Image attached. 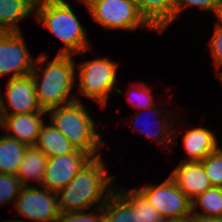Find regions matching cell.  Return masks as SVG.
I'll return each mask as SVG.
<instances>
[{
	"mask_svg": "<svg viewBox=\"0 0 222 222\" xmlns=\"http://www.w3.org/2000/svg\"><path fill=\"white\" fill-rule=\"evenodd\" d=\"M217 75V77L216 78H218L220 81L219 82H221V84H222V72L221 73H219V74H216ZM222 86V85H221Z\"/></svg>",
	"mask_w": 222,
	"mask_h": 222,
	"instance_id": "cell-33",
	"label": "cell"
},
{
	"mask_svg": "<svg viewBox=\"0 0 222 222\" xmlns=\"http://www.w3.org/2000/svg\"><path fill=\"white\" fill-rule=\"evenodd\" d=\"M116 190L131 204L133 210L138 213L140 222H165L158 211L136 187L128 189L116 185Z\"/></svg>",
	"mask_w": 222,
	"mask_h": 222,
	"instance_id": "cell-22",
	"label": "cell"
},
{
	"mask_svg": "<svg viewBox=\"0 0 222 222\" xmlns=\"http://www.w3.org/2000/svg\"><path fill=\"white\" fill-rule=\"evenodd\" d=\"M165 221L192 214L191 199L167 176L158 183L136 187Z\"/></svg>",
	"mask_w": 222,
	"mask_h": 222,
	"instance_id": "cell-8",
	"label": "cell"
},
{
	"mask_svg": "<svg viewBox=\"0 0 222 222\" xmlns=\"http://www.w3.org/2000/svg\"><path fill=\"white\" fill-rule=\"evenodd\" d=\"M185 122L188 124L180 129V125L183 124L181 115L177 117L173 129V144L178 145L176 139L184 133L181 141L186 156L181 161H201L218 148V142L222 138L219 139L218 135L214 133L215 131L211 130L212 128L209 129L208 126L204 127V125L200 124L192 127L189 122ZM175 126L177 127L176 129Z\"/></svg>",
	"mask_w": 222,
	"mask_h": 222,
	"instance_id": "cell-12",
	"label": "cell"
},
{
	"mask_svg": "<svg viewBox=\"0 0 222 222\" xmlns=\"http://www.w3.org/2000/svg\"><path fill=\"white\" fill-rule=\"evenodd\" d=\"M104 156L92 158L57 194L59 212H81L103 206L116 190Z\"/></svg>",
	"mask_w": 222,
	"mask_h": 222,
	"instance_id": "cell-1",
	"label": "cell"
},
{
	"mask_svg": "<svg viewBox=\"0 0 222 222\" xmlns=\"http://www.w3.org/2000/svg\"><path fill=\"white\" fill-rule=\"evenodd\" d=\"M47 112H30L5 116L0 121V129L15 140L34 146L40 129L46 121ZM7 131V132H6Z\"/></svg>",
	"mask_w": 222,
	"mask_h": 222,
	"instance_id": "cell-14",
	"label": "cell"
},
{
	"mask_svg": "<svg viewBox=\"0 0 222 222\" xmlns=\"http://www.w3.org/2000/svg\"><path fill=\"white\" fill-rule=\"evenodd\" d=\"M12 211L19 222H53L59 214L57 194L42 186H23Z\"/></svg>",
	"mask_w": 222,
	"mask_h": 222,
	"instance_id": "cell-9",
	"label": "cell"
},
{
	"mask_svg": "<svg viewBox=\"0 0 222 222\" xmlns=\"http://www.w3.org/2000/svg\"><path fill=\"white\" fill-rule=\"evenodd\" d=\"M39 53L31 75L41 108L45 111L76 101L75 55ZM74 92V93H73Z\"/></svg>",
	"mask_w": 222,
	"mask_h": 222,
	"instance_id": "cell-2",
	"label": "cell"
},
{
	"mask_svg": "<svg viewBox=\"0 0 222 222\" xmlns=\"http://www.w3.org/2000/svg\"><path fill=\"white\" fill-rule=\"evenodd\" d=\"M146 21L161 35L175 22V0H133Z\"/></svg>",
	"mask_w": 222,
	"mask_h": 222,
	"instance_id": "cell-16",
	"label": "cell"
},
{
	"mask_svg": "<svg viewBox=\"0 0 222 222\" xmlns=\"http://www.w3.org/2000/svg\"><path fill=\"white\" fill-rule=\"evenodd\" d=\"M27 147V144L2 132L0 135V173L16 175Z\"/></svg>",
	"mask_w": 222,
	"mask_h": 222,
	"instance_id": "cell-20",
	"label": "cell"
},
{
	"mask_svg": "<svg viewBox=\"0 0 222 222\" xmlns=\"http://www.w3.org/2000/svg\"><path fill=\"white\" fill-rule=\"evenodd\" d=\"M95 23L108 31L150 30L160 34L146 21L133 0H87L79 1Z\"/></svg>",
	"mask_w": 222,
	"mask_h": 222,
	"instance_id": "cell-6",
	"label": "cell"
},
{
	"mask_svg": "<svg viewBox=\"0 0 222 222\" xmlns=\"http://www.w3.org/2000/svg\"><path fill=\"white\" fill-rule=\"evenodd\" d=\"M221 142H218V147L220 148V149H222V145L220 144Z\"/></svg>",
	"mask_w": 222,
	"mask_h": 222,
	"instance_id": "cell-35",
	"label": "cell"
},
{
	"mask_svg": "<svg viewBox=\"0 0 222 222\" xmlns=\"http://www.w3.org/2000/svg\"><path fill=\"white\" fill-rule=\"evenodd\" d=\"M194 222H222V217L194 215Z\"/></svg>",
	"mask_w": 222,
	"mask_h": 222,
	"instance_id": "cell-31",
	"label": "cell"
},
{
	"mask_svg": "<svg viewBox=\"0 0 222 222\" xmlns=\"http://www.w3.org/2000/svg\"><path fill=\"white\" fill-rule=\"evenodd\" d=\"M218 0H175V21L183 14L187 8H198L203 12L213 13ZM181 14V15H180Z\"/></svg>",
	"mask_w": 222,
	"mask_h": 222,
	"instance_id": "cell-28",
	"label": "cell"
},
{
	"mask_svg": "<svg viewBox=\"0 0 222 222\" xmlns=\"http://www.w3.org/2000/svg\"><path fill=\"white\" fill-rule=\"evenodd\" d=\"M203 169L214 187H222V149L219 147L201 160Z\"/></svg>",
	"mask_w": 222,
	"mask_h": 222,
	"instance_id": "cell-26",
	"label": "cell"
},
{
	"mask_svg": "<svg viewBox=\"0 0 222 222\" xmlns=\"http://www.w3.org/2000/svg\"><path fill=\"white\" fill-rule=\"evenodd\" d=\"M47 157L60 156L76 151L74 145L52 123H43L34 145Z\"/></svg>",
	"mask_w": 222,
	"mask_h": 222,
	"instance_id": "cell-19",
	"label": "cell"
},
{
	"mask_svg": "<svg viewBox=\"0 0 222 222\" xmlns=\"http://www.w3.org/2000/svg\"><path fill=\"white\" fill-rule=\"evenodd\" d=\"M93 157L77 149L69 154L48 157L42 187L57 193L65 187Z\"/></svg>",
	"mask_w": 222,
	"mask_h": 222,
	"instance_id": "cell-13",
	"label": "cell"
},
{
	"mask_svg": "<svg viewBox=\"0 0 222 222\" xmlns=\"http://www.w3.org/2000/svg\"><path fill=\"white\" fill-rule=\"evenodd\" d=\"M1 222H19V221H16V220H14V219H13V220L8 219V220H3V221L1 220Z\"/></svg>",
	"mask_w": 222,
	"mask_h": 222,
	"instance_id": "cell-34",
	"label": "cell"
},
{
	"mask_svg": "<svg viewBox=\"0 0 222 222\" xmlns=\"http://www.w3.org/2000/svg\"><path fill=\"white\" fill-rule=\"evenodd\" d=\"M73 10L68 0H37L34 21L60 40L63 46L57 54L84 56L95 49L88 31Z\"/></svg>",
	"mask_w": 222,
	"mask_h": 222,
	"instance_id": "cell-3",
	"label": "cell"
},
{
	"mask_svg": "<svg viewBox=\"0 0 222 222\" xmlns=\"http://www.w3.org/2000/svg\"><path fill=\"white\" fill-rule=\"evenodd\" d=\"M214 14L217 21L214 22V27L222 29V0H218L212 15Z\"/></svg>",
	"mask_w": 222,
	"mask_h": 222,
	"instance_id": "cell-30",
	"label": "cell"
},
{
	"mask_svg": "<svg viewBox=\"0 0 222 222\" xmlns=\"http://www.w3.org/2000/svg\"><path fill=\"white\" fill-rule=\"evenodd\" d=\"M154 106L149 109L137 111L134 114H130L124 122H128L134 130L139 132V135H145L146 140L150 139L151 142H156L157 146H160L163 150L168 151L170 154L173 149V129L178 117L179 111L176 113L168 110V102ZM160 106V107H159ZM167 108V109H165ZM149 115V116H148ZM151 115V120H150ZM145 116V117H144ZM148 116V117H147ZM154 116V117H153ZM128 118L130 120H128ZM144 119V120H143ZM154 119V120H152ZM132 122V123H131ZM140 123V124H139ZM142 125V126H141ZM144 126V127H143ZM158 143V144H157ZM164 147V148H163Z\"/></svg>",
	"mask_w": 222,
	"mask_h": 222,
	"instance_id": "cell-7",
	"label": "cell"
},
{
	"mask_svg": "<svg viewBox=\"0 0 222 222\" xmlns=\"http://www.w3.org/2000/svg\"><path fill=\"white\" fill-rule=\"evenodd\" d=\"M23 32H0V78L31 74L37 57L31 54Z\"/></svg>",
	"mask_w": 222,
	"mask_h": 222,
	"instance_id": "cell-10",
	"label": "cell"
},
{
	"mask_svg": "<svg viewBox=\"0 0 222 222\" xmlns=\"http://www.w3.org/2000/svg\"><path fill=\"white\" fill-rule=\"evenodd\" d=\"M151 84L146 81H139V83L132 82L130 88L125 89V95L127 102L137 111L149 109L156 106L154 92L150 87Z\"/></svg>",
	"mask_w": 222,
	"mask_h": 222,
	"instance_id": "cell-24",
	"label": "cell"
},
{
	"mask_svg": "<svg viewBox=\"0 0 222 222\" xmlns=\"http://www.w3.org/2000/svg\"><path fill=\"white\" fill-rule=\"evenodd\" d=\"M22 187L16 175L0 173V207L8 203L12 205L13 209Z\"/></svg>",
	"mask_w": 222,
	"mask_h": 222,
	"instance_id": "cell-25",
	"label": "cell"
},
{
	"mask_svg": "<svg viewBox=\"0 0 222 222\" xmlns=\"http://www.w3.org/2000/svg\"><path fill=\"white\" fill-rule=\"evenodd\" d=\"M53 222H103V206L81 212H59Z\"/></svg>",
	"mask_w": 222,
	"mask_h": 222,
	"instance_id": "cell-27",
	"label": "cell"
},
{
	"mask_svg": "<svg viewBox=\"0 0 222 222\" xmlns=\"http://www.w3.org/2000/svg\"><path fill=\"white\" fill-rule=\"evenodd\" d=\"M191 202L193 215L222 217V187L212 186Z\"/></svg>",
	"mask_w": 222,
	"mask_h": 222,
	"instance_id": "cell-23",
	"label": "cell"
},
{
	"mask_svg": "<svg viewBox=\"0 0 222 222\" xmlns=\"http://www.w3.org/2000/svg\"><path fill=\"white\" fill-rule=\"evenodd\" d=\"M213 31L208 46L213 60L212 65L216 69L214 73L219 74L222 72V29L214 27Z\"/></svg>",
	"mask_w": 222,
	"mask_h": 222,
	"instance_id": "cell-29",
	"label": "cell"
},
{
	"mask_svg": "<svg viewBox=\"0 0 222 222\" xmlns=\"http://www.w3.org/2000/svg\"><path fill=\"white\" fill-rule=\"evenodd\" d=\"M84 102L73 103L47 110L50 123L57 128L76 149L90 154L93 158L103 156L102 148L107 146L103 134L97 131L99 128L95 116L90 114Z\"/></svg>",
	"mask_w": 222,
	"mask_h": 222,
	"instance_id": "cell-4",
	"label": "cell"
},
{
	"mask_svg": "<svg viewBox=\"0 0 222 222\" xmlns=\"http://www.w3.org/2000/svg\"><path fill=\"white\" fill-rule=\"evenodd\" d=\"M47 161L48 157L40 149L28 146L16 172L22 186H31L30 181L32 184L34 181L37 186H42Z\"/></svg>",
	"mask_w": 222,
	"mask_h": 222,
	"instance_id": "cell-18",
	"label": "cell"
},
{
	"mask_svg": "<svg viewBox=\"0 0 222 222\" xmlns=\"http://www.w3.org/2000/svg\"><path fill=\"white\" fill-rule=\"evenodd\" d=\"M165 222H194V215L190 214L186 217L183 218H178V219H174V220H168Z\"/></svg>",
	"mask_w": 222,
	"mask_h": 222,
	"instance_id": "cell-32",
	"label": "cell"
},
{
	"mask_svg": "<svg viewBox=\"0 0 222 222\" xmlns=\"http://www.w3.org/2000/svg\"><path fill=\"white\" fill-rule=\"evenodd\" d=\"M5 87V93L0 87V121L8 115L46 112L38 102L31 74L10 78L5 83Z\"/></svg>",
	"mask_w": 222,
	"mask_h": 222,
	"instance_id": "cell-11",
	"label": "cell"
},
{
	"mask_svg": "<svg viewBox=\"0 0 222 222\" xmlns=\"http://www.w3.org/2000/svg\"><path fill=\"white\" fill-rule=\"evenodd\" d=\"M37 0H0V32H22L20 22L35 17ZM31 15V16H30Z\"/></svg>",
	"mask_w": 222,
	"mask_h": 222,
	"instance_id": "cell-17",
	"label": "cell"
},
{
	"mask_svg": "<svg viewBox=\"0 0 222 222\" xmlns=\"http://www.w3.org/2000/svg\"><path fill=\"white\" fill-rule=\"evenodd\" d=\"M169 177L191 200L212 187L201 161H179Z\"/></svg>",
	"mask_w": 222,
	"mask_h": 222,
	"instance_id": "cell-15",
	"label": "cell"
},
{
	"mask_svg": "<svg viewBox=\"0 0 222 222\" xmlns=\"http://www.w3.org/2000/svg\"><path fill=\"white\" fill-rule=\"evenodd\" d=\"M103 222H140L131 204L115 190L103 205Z\"/></svg>",
	"mask_w": 222,
	"mask_h": 222,
	"instance_id": "cell-21",
	"label": "cell"
},
{
	"mask_svg": "<svg viewBox=\"0 0 222 222\" xmlns=\"http://www.w3.org/2000/svg\"><path fill=\"white\" fill-rule=\"evenodd\" d=\"M110 58L103 56L86 60L83 57V61L75 64V80H78L75 82L76 101L83 102L85 97L102 109L107 107L111 94L123 95L124 90L116 86L119 83V61Z\"/></svg>",
	"mask_w": 222,
	"mask_h": 222,
	"instance_id": "cell-5",
	"label": "cell"
}]
</instances>
